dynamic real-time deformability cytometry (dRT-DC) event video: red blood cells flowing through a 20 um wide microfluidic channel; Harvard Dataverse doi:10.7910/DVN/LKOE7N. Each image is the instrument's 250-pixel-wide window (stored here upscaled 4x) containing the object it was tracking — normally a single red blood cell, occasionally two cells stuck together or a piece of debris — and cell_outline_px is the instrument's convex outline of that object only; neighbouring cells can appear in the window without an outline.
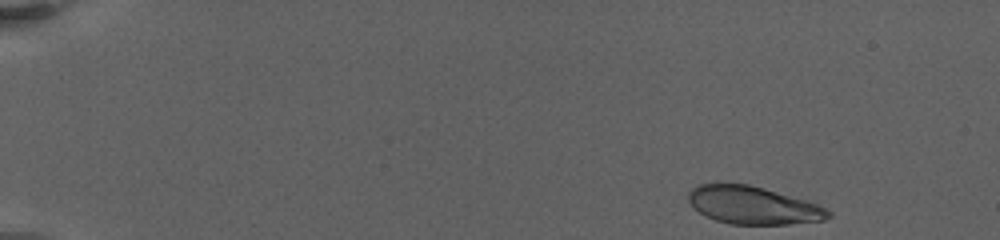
{"species": "human", "species_latin": "Homo sapiens", "temperature_condition": "warm", "stored_images_in_passage": 17, "camera_frame_rate_fps": 3000, "um_per_image_px": 0.085, "donor": {"sex": "female"}, "frame": {"image": 1, "passage_image": 1, "time_ms": 0.0, "image_size_px": [1000, 240], "cell_outline_px": [[832, 216], [824, 220], [788, 224], [728, 224], [716, 220], [700, 212], [688, 200], [688, 192], [692, 188], [700, 184], [748, 184], [764, 188], [808, 200], [832, 212]], "centroid_in_image_um": [64.04, 17.45], "position_along_channel_um": 21.0, "area_um2": 30.58}}
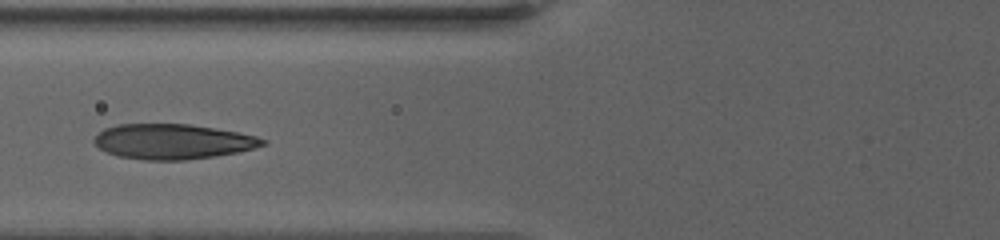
{"frame": {"image": 2, "passage_image": 12, "time_ms": 7.0, "image_size_px": [1000, 240], "cell_outline_px": [[268, 140], [264, 144], [252, 148], [236, 152], [216, 156], [184, 160], [144, 160], [116, 156], [100, 148], [92, 140], [104, 128], [120, 124], [188, 124], [236, 132], [256, 136]], "centroid_in_image_um": [14.65, 12.03], "position_along_channel_um": 111.2, "area_um2": 34.16}}
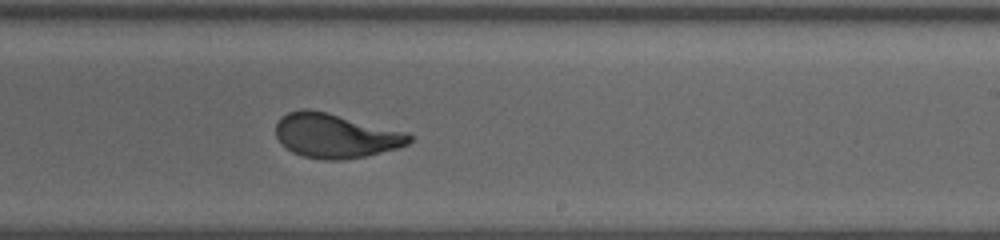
{"frame": {"image": 3, "passage_image": 17, "time_ms": 11.667, "image_size_px": [1000, 240], "cell_outline_px": [[412, 140], [408, 144], [396, 148], [364, 156], [344, 160], [324, 160], [304, 156], [292, 152], [276, 136], [276, 124], [280, 116], [288, 112], [304, 108], [308, 108], [408, 132], [412, 136]], "centroid_in_image_um": [28.51, 11.53], "position_along_channel_um": 260.5, "area_um2": 34.22}}